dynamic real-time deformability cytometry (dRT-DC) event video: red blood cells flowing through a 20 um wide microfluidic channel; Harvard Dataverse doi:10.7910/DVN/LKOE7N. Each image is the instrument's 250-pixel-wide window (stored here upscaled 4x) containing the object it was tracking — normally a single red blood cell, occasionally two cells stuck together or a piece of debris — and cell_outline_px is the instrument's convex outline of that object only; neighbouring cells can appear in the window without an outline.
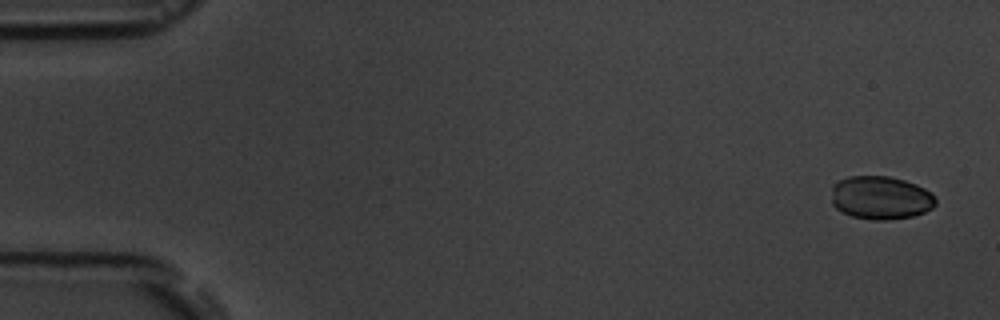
{"species": "common noctule bat (a hibernating species)", "species_latin": "Nyctalus noctula", "temperature_condition": "room temperature", "stored_images_in_passage": 5, "camera_frame_rate_fps": 3000, "um_per_image_px": 0.085, "animal": {"sex": "male", "body_mass_g": 19.5, "forearm_length_mm": 54.6}, "frame": {"image": 1, "passage_image": 1, "time_ms": 0.0, "image_size_px": [1000, 320], "cell_outline_px": [[936, 204], [932, 208], [924, 212], [912, 216], [888, 220], [872, 220], [852, 216], [836, 208], [832, 204], [832, 184], [848, 176], [888, 176], [904, 180], [916, 184], [932, 192], [936, 196]], "centroid_in_image_um": [74.87, 16.8], "position_along_channel_um": 10.1, "area_um2": 26.47}}
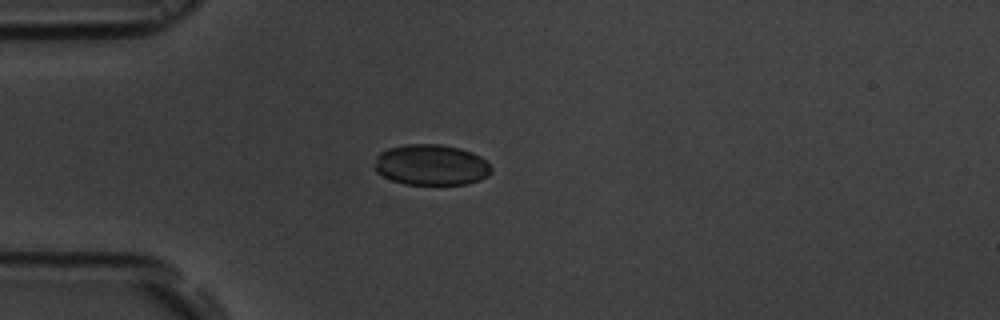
{"frame": {"image": 2, "passage_image": 5, "time_ms": 4.333, "image_size_px": [1000, 320], "cell_outline_px": [[492, 172], [488, 176], [480, 180], [468, 184], [404, 184], [392, 180], [376, 172], [376, 156], [380, 152], [388, 148], [404, 144], [440, 144], [460, 148], [472, 152], [480, 156], [492, 168]], "centroid_in_image_um": [36.67, 14.01], "position_along_channel_um": 48.3, "area_um2": 27.8}}